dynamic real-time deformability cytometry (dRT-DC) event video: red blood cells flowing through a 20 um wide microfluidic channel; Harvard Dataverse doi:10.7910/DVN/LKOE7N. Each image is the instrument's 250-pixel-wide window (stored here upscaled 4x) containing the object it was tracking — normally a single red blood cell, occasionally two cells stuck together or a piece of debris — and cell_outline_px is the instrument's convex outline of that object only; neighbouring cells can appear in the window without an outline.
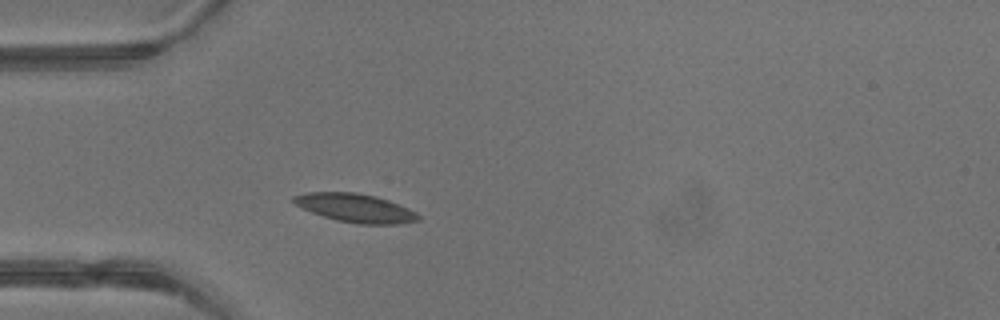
{"species": "common noctule bat (a hibernating species)", "species_latin": "Nyctalus noctula", "temperature_condition": "warm", "stored_images_in_passage": 3, "camera_frame_rate_fps": 3000, "um_per_image_px": 0.085, "animal": {"sex": "male", "body_mass_g": 13.3}, "frame": {"image": 1, "passage_image": 3, "time_ms": 0.667, "image_size_px": [1000, 320], "cell_outline_px": [[420, 220], [396, 224], [360, 224], [336, 220], [312, 212], [296, 204], [292, 200], [292, 196], [308, 192], [356, 192], [376, 196], [388, 200], [408, 208], [416, 212], [420, 216]], "centroid_in_image_um": [30.23, 17.67], "position_along_channel_um": 54.8, "area_um2": 20.58}}